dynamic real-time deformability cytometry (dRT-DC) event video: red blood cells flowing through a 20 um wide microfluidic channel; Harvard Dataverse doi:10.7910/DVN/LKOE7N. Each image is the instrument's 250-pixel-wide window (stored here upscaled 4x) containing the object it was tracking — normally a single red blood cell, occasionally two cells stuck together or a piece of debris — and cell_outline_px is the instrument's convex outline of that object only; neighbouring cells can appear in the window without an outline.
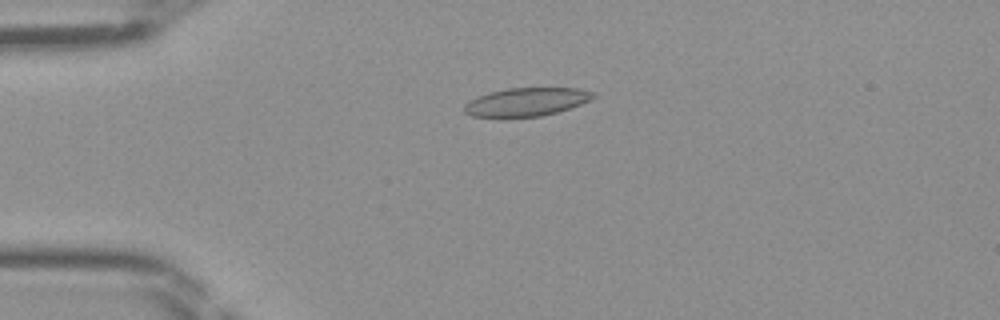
{"species": "Egyptian fruit bat (a non-hibernating species)", "species_latin": "Rousettus aegyptiacus", "temperature_condition": "room temperature", "stored_images_in_passage": 46, "camera_frame_rate_fps": 3000, "um_per_image_px": 0.085, "frame": {"image": 1, "passage_image": 11, "time_ms": 3.333, "image_size_px": [1000, 320], "cell_outline_px": [[596, 96], [580, 104], [556, 112], [540, 116], [500, 120], [472, 116], [464, 112], [464, 104], [468, 100], [476, 96], [488, 92], [508, 88], [580, 88], [596, 92]], "centroid_in_image_um": [44.64, 8.7], "position_along_channel_um": 40.4, "area_um2": 22.08}}
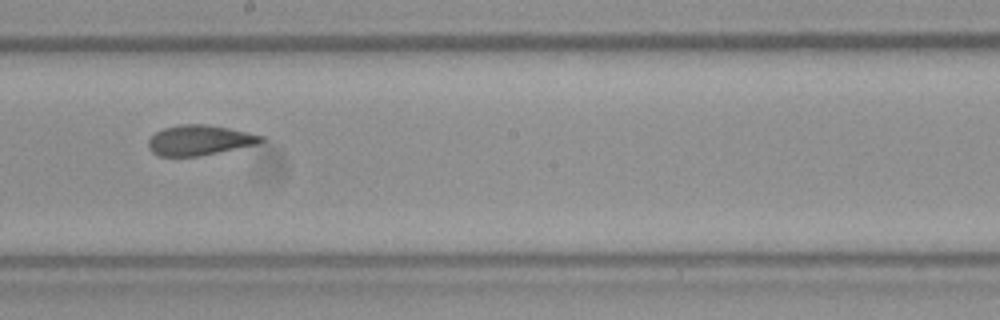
{"frame": {"image": 2, "passage_image": 26, "time_ms": 8.333, "image_size_px": [1000, 320], "cell_outline_px": [[264, 140], [256, 144], [200, 156], [160, 156], [152, 152], [148, 148], [148, 140], [156, 132], [164, 128], [180, 124], [208, 124], [248, 132], [264, 136]], "centroid_in_image_um": [16.93, 11.91], "position_along_channel_um": 231.3, "area_um2": 19.71}}
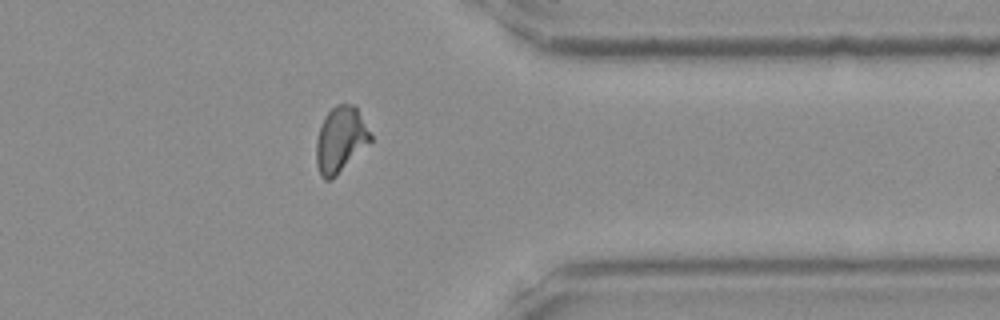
{"frame": {"image": 3, "passage_image": 37, "time_ms": 12.0, "image_size_px": [1000, 320], "cell_outline_px": [[372, 140], [332, 180], [324, 180], [320, 176], [316, 164], [316, 140], [324, 116], [336, 104], [352, 104], [356, 108], [372, 136]], "centroid_in_image_um": [28.91, 11.89], "position_along_channel_um": 382.5, "area_um2": 20.58}}